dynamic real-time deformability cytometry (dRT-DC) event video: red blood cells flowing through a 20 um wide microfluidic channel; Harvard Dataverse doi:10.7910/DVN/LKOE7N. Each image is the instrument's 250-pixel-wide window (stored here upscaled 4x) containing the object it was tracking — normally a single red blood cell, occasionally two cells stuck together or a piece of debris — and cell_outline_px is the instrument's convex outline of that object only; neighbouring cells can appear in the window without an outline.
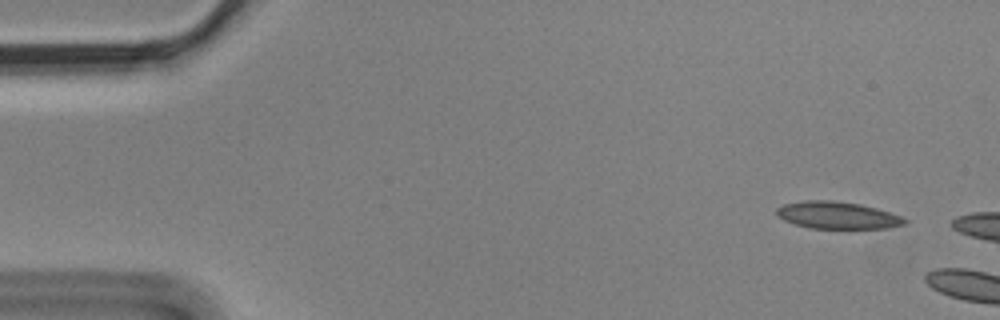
{"species": "Egyptian fruit bat (a non-hibernating species)", "species_latin": "Rousettus aegyptiacus", "temperature_condition": "cold", "stored_images_in_passage": 5, "segment_of_instrument_passage": [2, 2], "camera_frame_rate_fps": 3000, "um_per_image_px": 0.085, "animal": {"sex": "male"}, "frame": {"image": 1, "passage_image": 5, "time_ms": 1.333, "image_size_px": [1000, 320], "cell_outline_px": [[908, 220], [904, 224], [888, 228], [808, 228], [784, 220], [776, 216], [776, 208], [784, 204], [804, 200], [832, 200], [860, 204], [876, 208], [904, 216]], "centroid_in_image_um": [71.18, 18.29], "position_along_channel_um": 13.8, "area_um2": 20.35}}